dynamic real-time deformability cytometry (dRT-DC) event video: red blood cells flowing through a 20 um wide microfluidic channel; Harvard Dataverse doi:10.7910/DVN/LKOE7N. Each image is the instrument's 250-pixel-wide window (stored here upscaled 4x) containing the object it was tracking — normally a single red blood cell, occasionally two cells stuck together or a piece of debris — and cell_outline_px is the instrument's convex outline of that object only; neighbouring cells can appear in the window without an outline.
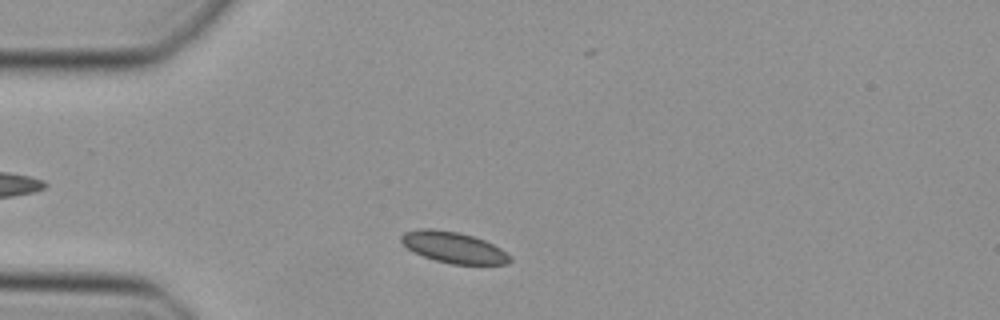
{"species": "Egyptian fruit bat (a non-hibernating species)", "species_latin": "Rousettus aegyptiacus", "temperature_condition": "cold", "stored_images_in_passage": 39, "camera_frame_rate_fps": 3000, "um_per_image_px": 0.085, "animal": {"sex": "female"}, "frame": {"image": 1, "passage_image": 3, "time_ms": 0.667, "image_size_px": [1000, 320], "cell_outline_px": [[512, 260], [508, 264], [452, 264], [436, 260], [424, 256], [408, 248], [400, 240], [400, 236], [404, 232], [424, 228], [432, 228], [456, 232], [472, 236], [484, 240], [500, 248], [512, 256]], "centroid_in_image_um": [38.58, 21.03], "position_along_channel_um": 46.4, "area_um2": 19.48}}
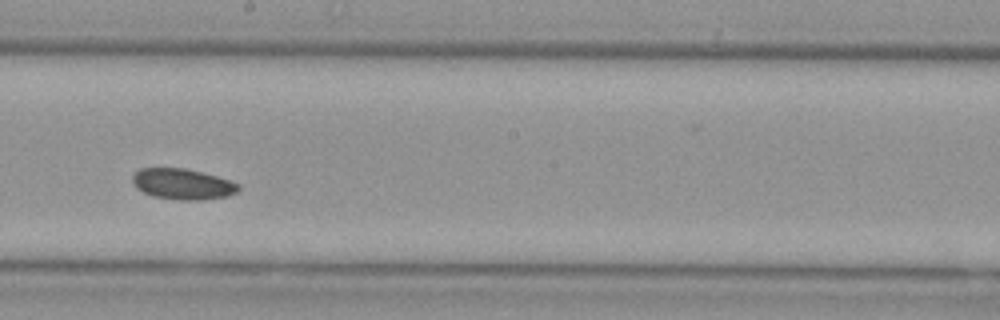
{"frame": {"image": 2, "passage_image": 18, "time_ms": 5.667, "image_size_px": [1000, 320], "cell_outline_px": [[240, 188], [236, 192], [228, 196], [204, 200], [180, 200], [152, 196], [136, 188], [132, 184], [132, 176], [140, 168], [184, 168], [216, 176], [240, 184]], "centroid_in_image_um": [15.51, 15.65], "position_along_channel_um": 232.7, "area_um2": 19.02}}
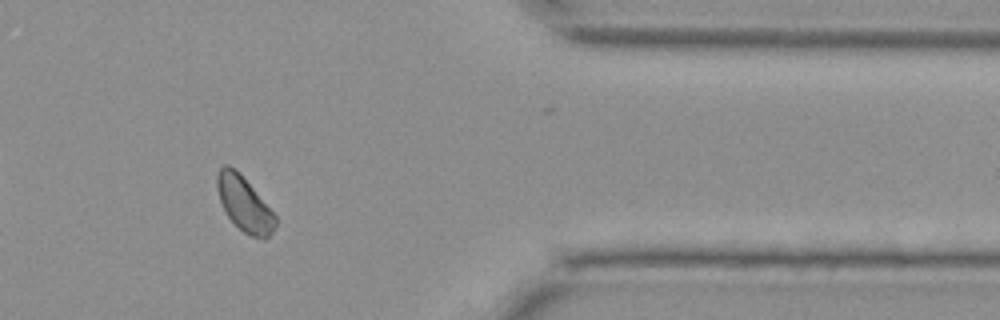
{"frame": {"image": 3, "passage_image": 31, "time_ms": 10.0, "image_size_px": [1000, 320], "cell_outline_px": [[276, 228], [264, 240], [252, 236], [244, 232], [224, 212], [216, 188], [216, 176], [220, 168], [224, 164], [228, 164], [240, 172], [276, 216]], "centroid_in_image_um": [20.75, 17.31], "position_along_channel_um": 390.7, "area_um2": 18.55}}